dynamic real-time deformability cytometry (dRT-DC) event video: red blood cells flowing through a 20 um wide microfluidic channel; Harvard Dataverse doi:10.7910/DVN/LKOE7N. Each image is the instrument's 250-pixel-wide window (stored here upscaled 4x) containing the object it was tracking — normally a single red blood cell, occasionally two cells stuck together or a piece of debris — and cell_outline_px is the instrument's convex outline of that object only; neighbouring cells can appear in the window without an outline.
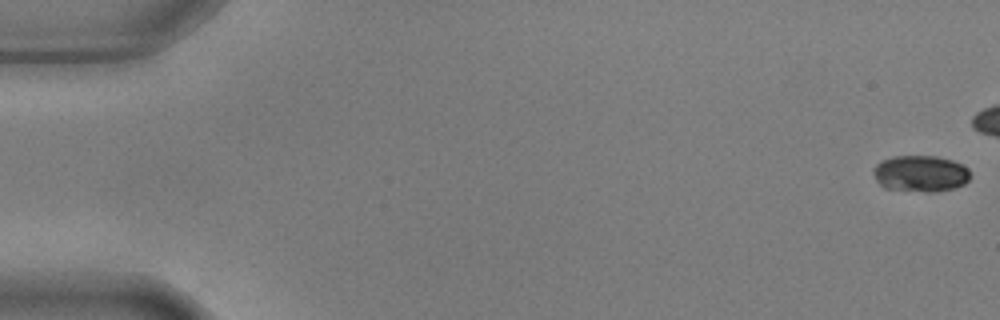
{"species": "common noctule bat (a hibernating species)", "species_latin": "Nyctalus noctula", "temperature_condition": "warm", "stored_images_in_passage": 45, "camera_frame_rate_fps": 3000, "um_per_image_px": 0.085, "animal": {"sex": "male", "body_mass_g": 17.9, "forearm_length_mm": 54.2}, "frame": {"image": 1, "passage_image": 1, "time_ms": 0.0, "image_size_px": [1000, 320], "cell_outline_px": [[968, 180], [964, 184], [952, 188], [936, 192], [924, 192], [884, 188], [876, 180], [872, 172], [872, 168], [876, 164], [892, 156], [936, 156], [952, 160], [968, 168]], "centroid_in_image_um": [78.2, 14.75], "position_along_channel_um": 6.8, "area_um2": 20.52}}
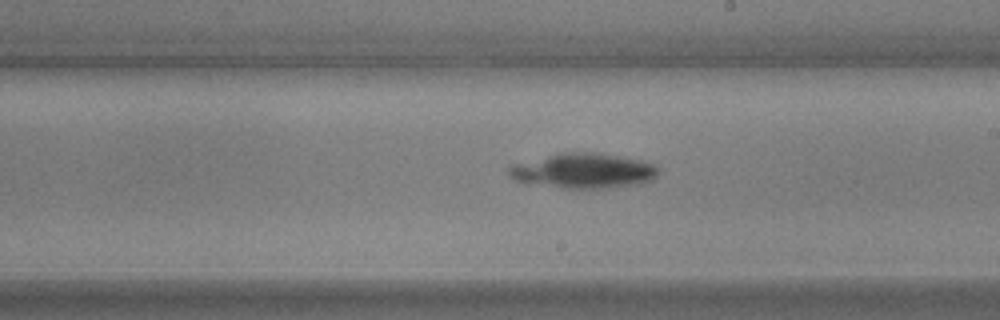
{"frame": {"image": 2, "passage_image": 32, "time_ms": 10.333, "image_size_px": [1000, 320], "cell_outline_px": [[656, 176], [652, 180], [636, 184], [608, 188], [564, 188], [516, 180], [508, 172], [508, 168], [512, 164], [560, 152], [592, 152], [640, 160], [652, 164], [656, 168]], "centroid_in_image_um": [49.57, 14.51], "position_along_channel_um": 239.4, "area_um2": 29.88}}
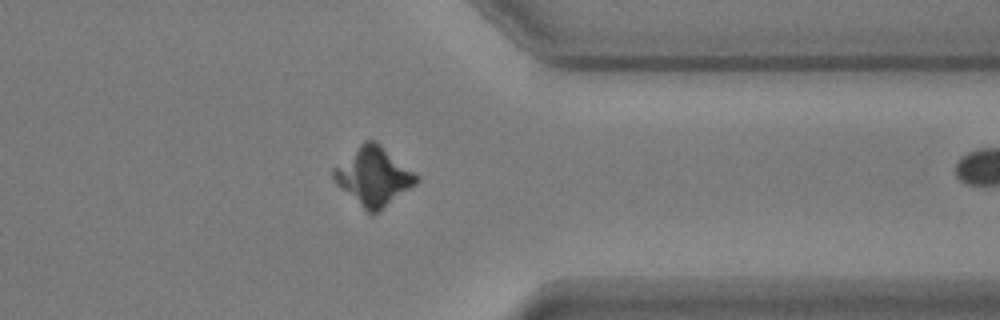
{"frame": {"image": 3, "passage_image": 44, "time_ms": 14.333, "image_size_px": [1000, 320], "cell_outline_px": [[420, 180], [416, 184], [372, 216], [340, 188], [336, 184], [332, 176], [332, 168], [364, 140], [376, 140], [416, 172], [420, 176]], "centroid_in_image_um": [31.76, 14.97], "position_along_channel_um": 379.6, "area_um2": 28.26}}